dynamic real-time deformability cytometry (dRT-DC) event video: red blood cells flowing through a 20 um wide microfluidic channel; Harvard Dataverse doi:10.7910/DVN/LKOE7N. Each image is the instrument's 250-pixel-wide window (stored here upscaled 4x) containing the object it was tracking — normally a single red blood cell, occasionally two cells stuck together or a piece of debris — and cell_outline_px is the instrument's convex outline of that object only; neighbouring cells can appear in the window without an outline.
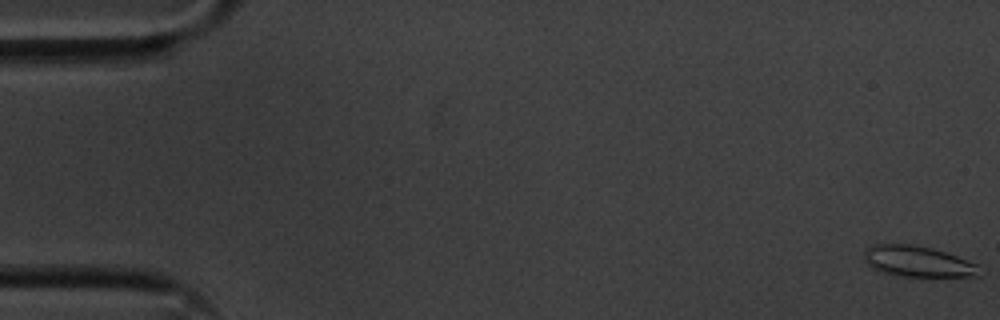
{"species": "common noctule bat (a hibernating species)", "species_latin": "Nyctalus noctula", "temperature_condition": "cold", "stored_images_in_passage": 56, "camera_frame_rate_fps": 3000, "um_per_image_px": 0.085, "animal": {"sex": "male", "body_mass_g": 20.1, "forearm_length_mm": 53.5}, "frame": {"image": 1, "passage_image": 1, "time_ms": 0.0, "image_size_px": [1000, 320], "cell_outline_px": [[980, 276], [900, 276], [880, 272], [872, 268], [864, 260], [864, 252], [872, 244], [908, 244], [932, 248], [956, 256], [976, 264]], "centroid_in_image_um": [77.94, 22.22], "position_along_channel_um": 7.1, "area_um2": 20.46}}
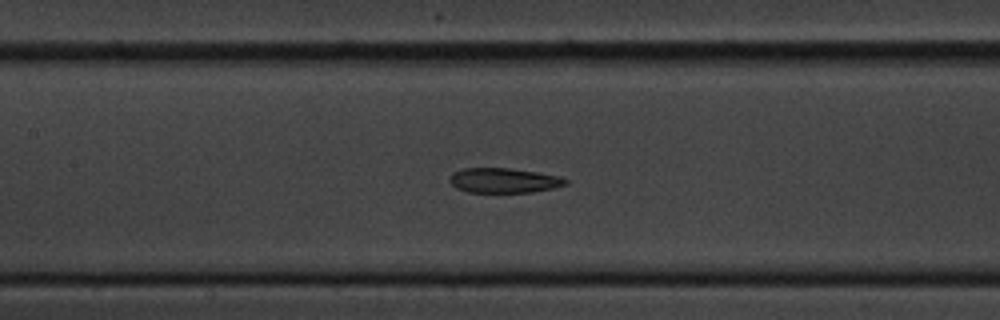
{"frame": {"image": 2, "passage_image": 26, "time_ms": 8.333, "image_size_px": [1000, 320], "cell_outline_px": [[568, 184], [556, 188], [532, 192], [468, 192], [456, 188], [448, 180], [452, 172], [464, 168], [508, 168], [536, 172], [556, 176], [568, 180]], "centroid_in_image_um": [42.81, 15.34], "position_along_channel_um": 164.6, "area_um2": 16.76}}
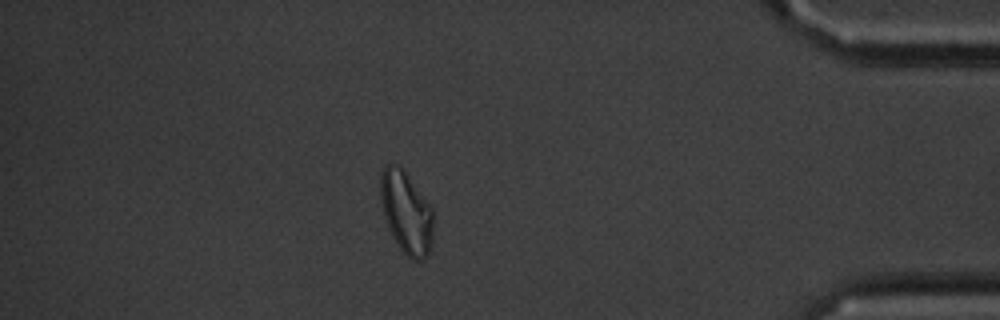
{"frame": {"image": 3, "passage_image": 49, "time_ms": 16.0, "image_size_px": [1000, 320], "cell_outline_px": [[432, 244], [424, 260], [412, 260], [400, 248], [388, 228], [384, 216], [380, 200], [380, 176], [384, 164], [396, 164], [404, 168], [432, 208]], "centroid_in_image_um": [34.51, 18.01], "position_along_channel_um": 400.7, "area_um2": 25.43}, "authors_computed_cell_mechanics": {"area_um2": 19.3052, "velocity_mm_per_s": 3.5915, "shape_relaxation_time_tau1_ms": null, "shape_relaxation_time_tau2_ms": 4.639, "deformation_change_tau1": null, "deformation_change_tau2": 0.1166}}